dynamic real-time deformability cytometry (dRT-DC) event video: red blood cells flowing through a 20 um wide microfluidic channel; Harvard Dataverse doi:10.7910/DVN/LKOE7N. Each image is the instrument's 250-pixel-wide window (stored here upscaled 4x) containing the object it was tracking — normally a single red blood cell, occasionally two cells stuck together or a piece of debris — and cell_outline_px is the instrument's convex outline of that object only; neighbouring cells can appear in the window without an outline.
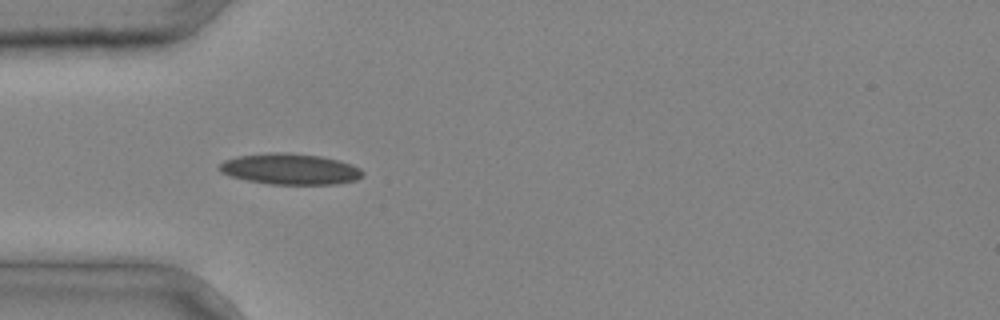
{"species": "common noctule bat (a hibernating species)", "species_latin": "Nyctalus noctula", "temperature_condition": "cold", "stored_images_in_passage": 3, "camera_frame_rate_fps": 3000, "um_per_image_px": 0.085, "animal": {"sex": "male", "body_mass_g": 20.4}, "frame": {"image": 1, "passage_image": 1, "time_ms": 0.0, "image_size_px": [1000, 320], "cell_outline_px": [[364, 176], [356, 180], [336, 184], [268, 184], [248, 180], [232, 176], [220, 172], [220, 164], [224, 160], [240, 156], [268, 152], [288, 152], [320, 156], [340, 160], [352, 164], [360, 168], [364, 172]], "centroid_in_image_um": [24.71, 14.36], "position_along_channel_um": 60.3, "area_um2": 25.89}}